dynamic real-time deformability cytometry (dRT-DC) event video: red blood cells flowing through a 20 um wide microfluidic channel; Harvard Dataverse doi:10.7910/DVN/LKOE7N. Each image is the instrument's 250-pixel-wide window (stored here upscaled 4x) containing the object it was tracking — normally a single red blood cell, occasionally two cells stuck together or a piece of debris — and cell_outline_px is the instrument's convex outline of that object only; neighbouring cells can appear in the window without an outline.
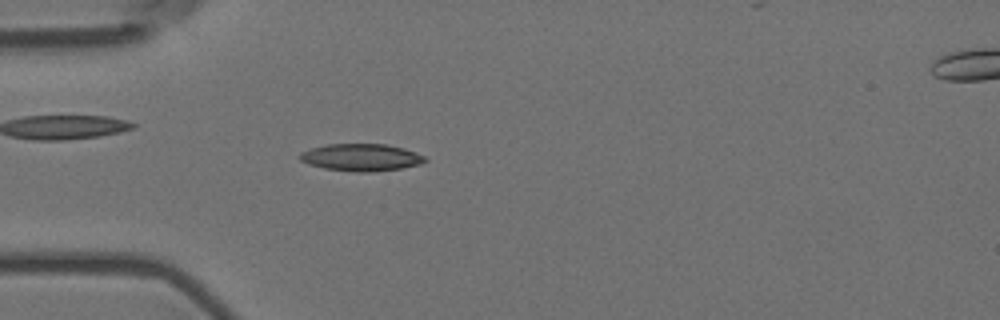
{"species": "Egyptian fruit bat (a non-hibernating species)", "species_latin": "Rousettus aegyptiacus", "temperature_condition": "room temperature", "stored_images_in_passage": 6, "camera_frame_rate_fps": 3000, "um_per_image_px": 0.085, "animal": {"sex": "female"}, "frame": {"image": 1, "passage_image": 5, "time_ms": 1.333, "image_size_px": [1000, 320], "cell_outline_px": [[428, 160], [420, 164], [400, 168], [372, 172], [356, 172], [324, 168], [308, 164], [300, 160], [296, 156], [300, 152], [312, 148], [328, 144], [384, 144], [404, 148], [416, 152], [424, 156]], "centroid_in_image_um": [30.68, 13.38], "position_along_channel_um": 54.3, "area_um2": 19.88}}